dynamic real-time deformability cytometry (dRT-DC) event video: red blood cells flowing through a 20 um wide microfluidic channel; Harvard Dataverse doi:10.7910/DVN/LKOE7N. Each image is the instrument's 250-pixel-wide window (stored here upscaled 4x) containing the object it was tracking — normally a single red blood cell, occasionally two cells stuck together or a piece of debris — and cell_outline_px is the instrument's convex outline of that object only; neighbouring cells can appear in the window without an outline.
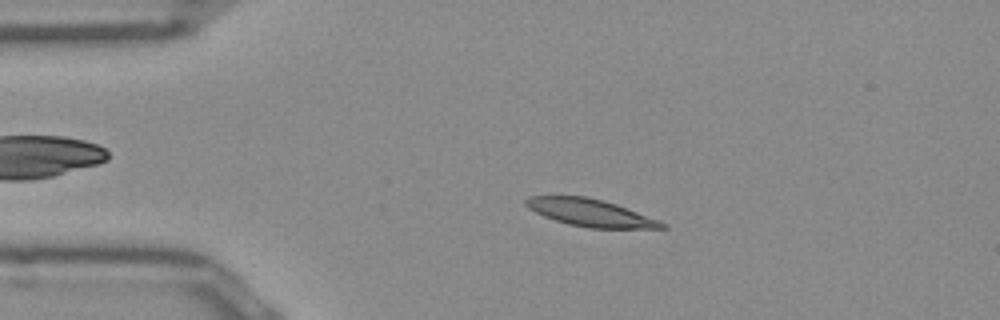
{"species": "Egyptian fruit bat (a non-hibernating species)", "species_latin": "Rousettus aegyptiacus", "temperature_condition": "room temperature", "stored_images_in_passage": 49, "camera_frame_rate_fps": 3000, "um_per_image_px": 0.085, "frame": {"image": 1, "passage_image": 9, "time_ms": 2.667, "image_size_px": [1000, 320], "cell_outline_px": [[668, 228], [588, 228], [568, 224], [544, 216], [528, 208], [524, 204], [524, 200], [528, 196], [584, 196], [604, 200], [616, 204], [668, 224]], "centroid_in_image_um": [50.16, 18.08], "position_along_channel_um": 34.8, "area_um2": 21.5}}
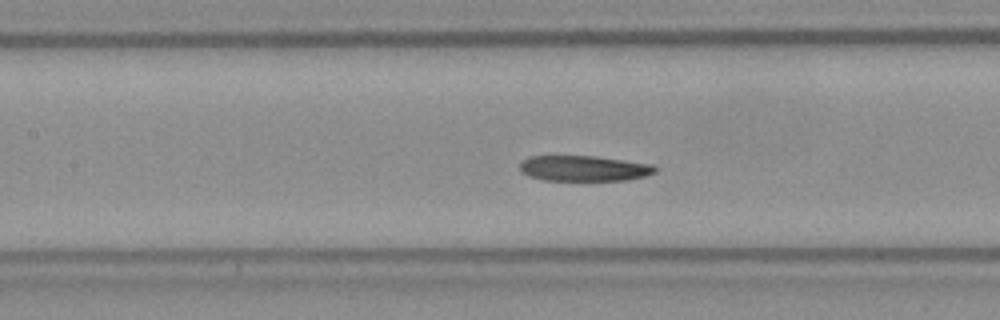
{"frame": {"image": 2, "passage_image": 21, "time_ms": 6.667, "image_size_px": [1000, 320], "cell_outline_px": [[656, 172], [644, 176], [628, 180], [544, 180], [528, 176], [520, 172], [520, 160], [528, 156], [596, 156], [652, 164], [656, 168]], "centroid_in_image_um": [49.58, 14.3], "position_along_channel_um": 157.8, "area_um2": 20.23}}
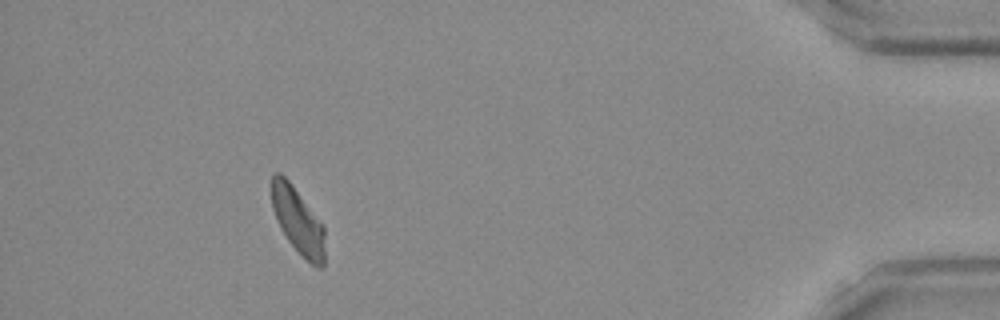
{"frame": {"image": 3, "passage_image": 45, "time_ms": 14.667, "image_size_px": [1000, 320], "cell_outline_px": [[324, 268], [316, 268], [288, 240], [280, 228], [272, 208], [272, 176], [276, 172], [280, 172], [288, 180], [324, 224]], "centroid_in_image_um": [25.34, 18.76], "position_along_channel_um": 409.9, "area_um2": 20.29}, "authors_computed_cell_mechanics": {"area_um2": 21.5016, "velocity_mm_per_s": 3.933, "shape_relaxation_time_tau1_ms": null, "shape_relaxation_time_tau2_ms": 8.1784, "deformation_change_tau1": null, "deformation_change_tau2": 0.1832}}